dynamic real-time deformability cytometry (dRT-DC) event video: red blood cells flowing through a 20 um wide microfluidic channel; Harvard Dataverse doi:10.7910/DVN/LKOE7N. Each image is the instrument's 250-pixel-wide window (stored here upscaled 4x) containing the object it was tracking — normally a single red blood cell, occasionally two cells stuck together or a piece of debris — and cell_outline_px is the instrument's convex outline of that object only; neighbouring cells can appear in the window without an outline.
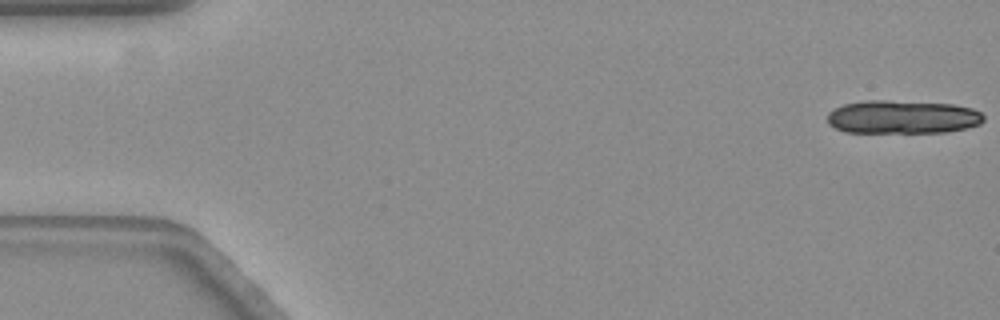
{"species": "common noctule bat (a hibernating species)", "species_latin": "Nyctalus noctula", "temperature_condition": "warm", "stored_images_in_passage": 16, "camera_frame_rate_fps": 3000, "um_per_image_px": 0.085, "animal": {"sex": "female", "body_mass_g": 19.3, "forearm_length_mm": 54.1}, "frame": {"image": 1, "passage_image": 1, "time_ms": 0.0, "image_size_px": [1000, 320], "cell_outline_px": [[984, 120], [980, 124], [948, 132], [844, 132], [828, 124], [828, 112], [844, 104], [864, 100], [888, 100], [952, 104], [972, 108], [980, 112], [984, 116]], "centroid_in_image_um": [76.71, 9.94], "position_along_channel_um": 8.3, "area_um2": 30.4}}